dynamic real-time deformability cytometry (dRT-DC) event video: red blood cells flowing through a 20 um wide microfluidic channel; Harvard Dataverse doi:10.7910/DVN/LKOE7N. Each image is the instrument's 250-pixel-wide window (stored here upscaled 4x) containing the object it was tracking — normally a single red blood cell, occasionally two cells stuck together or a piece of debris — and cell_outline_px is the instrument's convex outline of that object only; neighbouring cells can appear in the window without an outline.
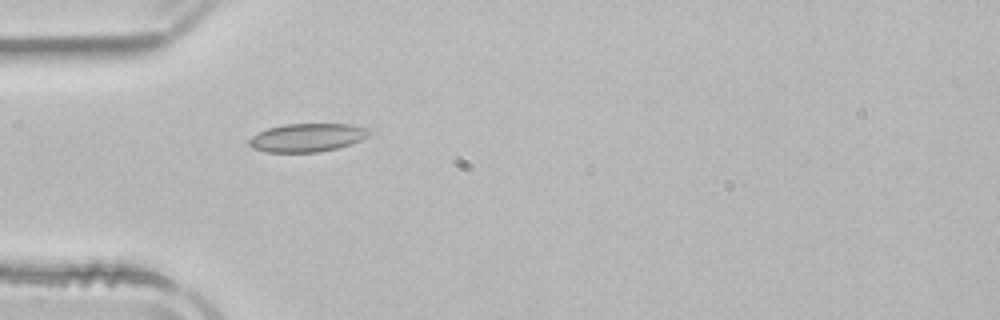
{"species": "common noctule bat (a hibernating species)", "species_latin": "Nyctalus noctula", "temperature_condition": "room temperature", "stored_images_in_passage": 34, "camera_frame_rate_fps": 3000, "um_per_image_px": 0.085, "animal": {"sex": "male", "body_mass_g": 21.5, "forearm_length_mm": 52.0}, "frame": {"image": 1, "passage_image": 1, "time_ms": 0.0, "image_size_px": [1000, 320], "cell_outline_px": [[372, 132], [368, 136], [360, 140], [336, 148], [320, 152], [268, 152], [252, 148], [248, 144], [248, 140], [252, 136], [268, 128], [284, 124], [352, 124], [372, 128]], "centroid_in_image_um": [26.14, 11.68], "position_along_channel_um": 58.9, "area_um2": 19.88}}
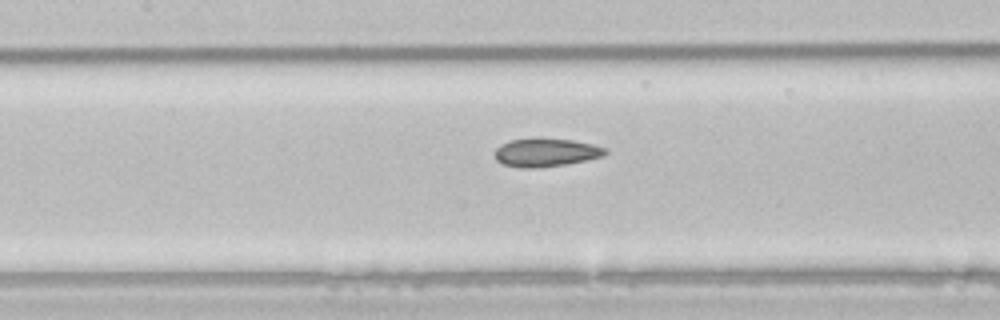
{"frame": {"image": 2, "passage_image": 9, "time_ms": 2.667, "image_size_px": [1000, 320], "cell_outline_px": [[608, 152], [604, 156], [564, 164], [536, 168], [520, 168], [504, 164], [496, 160], [496, 148], [500, 144], [508, 140], [540, 136], [572, 140], [592, 144], [608, 148]], "centroid_in_image_um": [46.39, 12.92], "position_along_channel_um": 161.0, "area_um2": 18.61}}
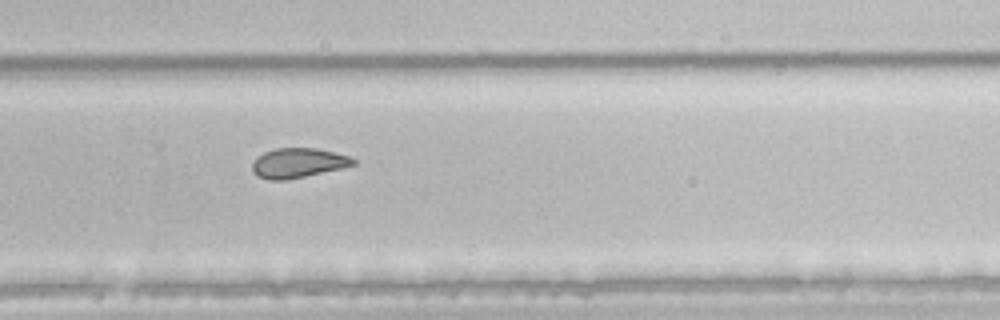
{"frame": {"image": 3, "passage_image": 20, "time_ms": 6.333, "image_size_px": [1000, 320], "cell_outline_px": [[356, 164], [340, 168], [304, 176], [284, 180], [268, 180], [256, 176], [252, 172], [252, 164], [256, 156], [264, 152], [276, 148], [316, 148], [352, 156], [356, 160]], "centroid_in_image_um": [25.31, 13.84], "position_along_channel_um": 304.5, "area_um2": 17.51}, "authors_computed_cell_mechanics": {"area_um2": 18.3226, "velocity_mm_per_s": 3.924, "shape_relaxation_time_tau1_ms": 8.208, "shape_relaxation_time_tau2_ms": 1.1719, "deformation_change_tau1": 0.1378, "deformation_change_tau2": 0.0495}}